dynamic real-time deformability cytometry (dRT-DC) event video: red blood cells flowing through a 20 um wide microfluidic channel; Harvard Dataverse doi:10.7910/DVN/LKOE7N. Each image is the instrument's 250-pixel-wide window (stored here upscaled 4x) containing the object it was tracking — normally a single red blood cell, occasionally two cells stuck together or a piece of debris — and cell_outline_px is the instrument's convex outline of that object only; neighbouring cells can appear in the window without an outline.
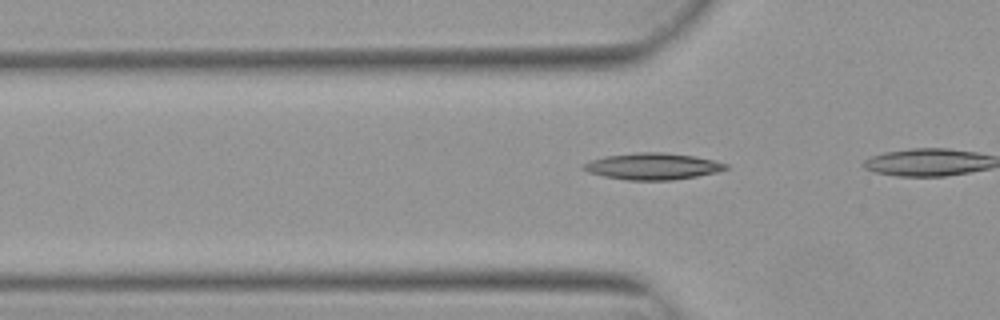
{"species": "Egyptian fruit bat (a non-hibernating species)", "species_latin": "Rousettus aegyptiacus", "temperature_condition": "warm", "stored_images_in_passage": 7, "camera_frame_rate_fps": 3000, "um_per_image_px": 0.085, "animal": {"sex": "female"}, "frame": {"image": 1, "passage_image": 6, "time_ms": 1.667, "image_size_px": [1000, 320], "cell_outline_px": [[728, 168], [716, 172], [696, 176], [672, 180], [628, 180], [604, 176], [588, 172], [580, 168], [580, 164], [604, 156], [636, 152], [664, 152], [696, 156], [728, 164]], "centroid_in_image_um": [55.43, 14.13], "position_along_channel_um": 70.4, "area_um2": 22.08}}